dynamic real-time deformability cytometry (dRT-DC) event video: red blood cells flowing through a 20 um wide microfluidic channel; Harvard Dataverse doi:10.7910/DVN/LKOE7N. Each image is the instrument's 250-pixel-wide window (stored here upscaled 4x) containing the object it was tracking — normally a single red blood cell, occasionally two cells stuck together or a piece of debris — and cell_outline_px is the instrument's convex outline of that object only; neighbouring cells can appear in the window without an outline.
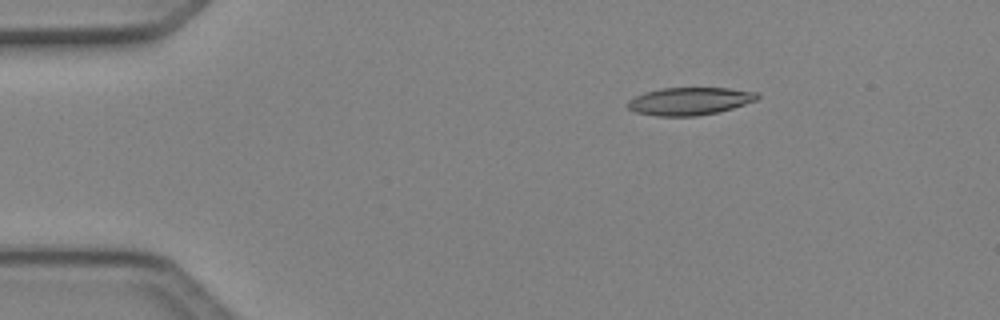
{"species": "Egyptian fruit bat (a non-hibernating species)", "species_latin": "Rousettus aegyptiacus", "temperature_condition": "cold", "stored_images_in_passage": 3, "camera_frame_rate_fps": 3000, "um_per_image_px": 0.085, "animal": {"sex": "female"}, "frame": {"image": 1, "passage_image": 1, "time_ms": 0.0, "image_size_px": [1000, 320], "cell_outline_px": [[760, 96], [756, 100], [732, 108], [716, 112], [696, 116], [656, 116], [636, 112], [628, 108], [624, 104], [628, 100], [644, 92], [660, 88], [728, 88], [756, 92]], "centroid_in_image_um": [58.56, 8.6], "position_along_channel_um": 26.4, "area_um2": 20.87}}